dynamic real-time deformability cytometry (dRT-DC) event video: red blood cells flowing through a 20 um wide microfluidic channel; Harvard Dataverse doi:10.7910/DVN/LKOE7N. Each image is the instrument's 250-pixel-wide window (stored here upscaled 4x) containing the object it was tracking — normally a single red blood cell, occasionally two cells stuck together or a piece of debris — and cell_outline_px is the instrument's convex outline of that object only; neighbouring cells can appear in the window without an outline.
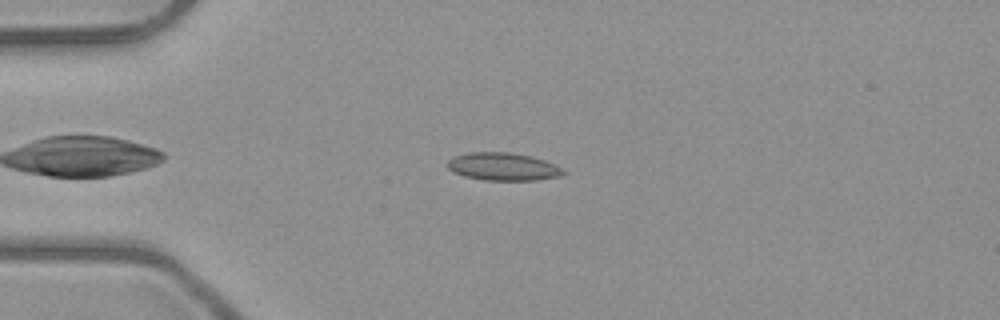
{"species": "common noctule bat (a hibernating species)", "species_latin": "Nyctalus noctula", "temperature_condition": "room temperature", "stored_images_in_passage": 41, "camera_frame_rate_fps": 3000, "um_per_image_px": 0.085, "animal": {"sex": "male", "body_mass_g": 23.1, "forearm_length_mm": 52.7}, "frame": {"image": 1, "passage_image": 9, "time_ms": 2.667, "image_size_px": [1000, 320], "cell_outline_px": [[568, 172], [556, 176], [536, 180], [484, 180], [464, 176], [452, 172], [448, 168], [448, 160], [452, 156], [468, 152], [508, 152], [532, 156], [544, 160], [564, 168]], "centroid_in_image_um": [42.74, 14.15], "position_along_channel_um": 42.3, "area_um2": 18.84}}
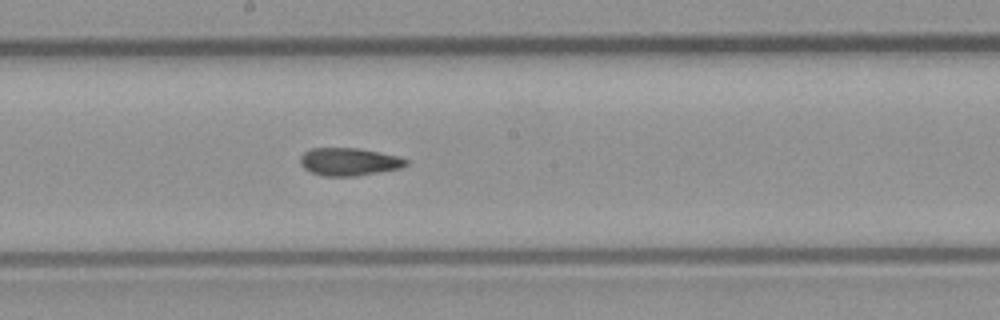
{"frame": {"image": 2, "passage_image": 24, "time_ms": 7.667, "image_size_px": [1000, 320], "cell_outline_px": [[408, 164], [400, 168], [380, 172], [356, 176], [324, 176], [312, 172], [304, 168], [300, 164], [300, 156], [304, 152], [312, 148], [356, 148], [380, 152], [396, 156], [408, 160]], "centroid_in_image_um": [29.65, 13.75], "position_along_channel_um": 218.5, "area_um2": 17.05}}
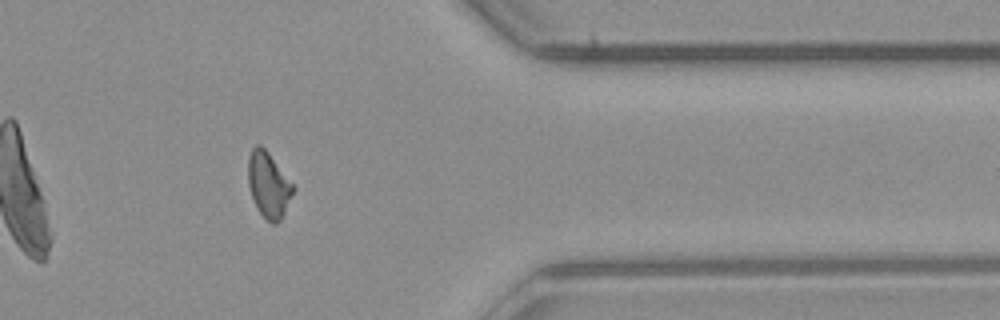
{"frame": {"image": 3, "passage_image": 38, "time_ms": 12.333, "image_size_px": [1000, 320], "cell_outline_px": [[292, 192], [284, 212], [280, 220], [276, 224], [272, 224], [256, 208], [248, 184], [248, 156], [252, 148], [256, 144], [260, 144], [268, 152], [292, 184]], "centroid_in_image_um": [22.77, 15.69], "position_along_channel_um": 388.6, "area_um2": 16.65}, "authors_computed_cell_mechanics": {"area_um2": 17.5712, "velocity_mm_per_s": 4.0309, "shape_relaxation_time_tau1_ms": null, "shape_relaxation_time_tau2_ms": 1.9427, "deformation_change_tau1": null, "deformation_change_tau2": 0.0636}}